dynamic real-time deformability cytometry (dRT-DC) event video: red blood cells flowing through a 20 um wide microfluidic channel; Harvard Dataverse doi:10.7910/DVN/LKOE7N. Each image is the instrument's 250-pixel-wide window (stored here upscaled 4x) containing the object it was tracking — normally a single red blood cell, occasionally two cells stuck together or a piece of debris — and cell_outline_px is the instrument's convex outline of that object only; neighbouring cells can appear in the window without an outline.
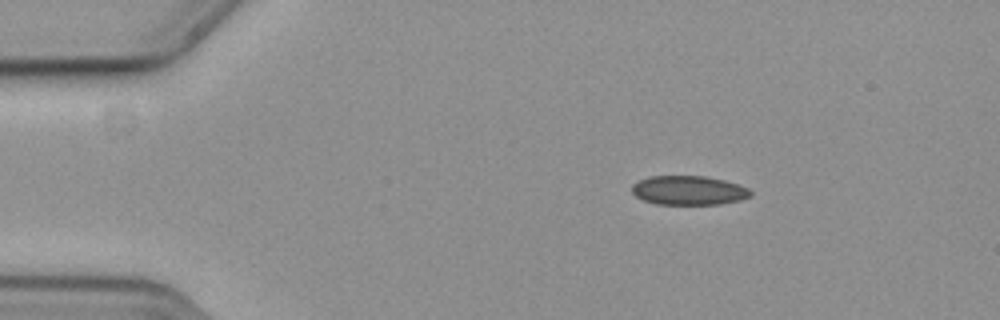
{"species": "common noctule bat (a hibernating species)", "species_latin": "Nyctalus noctula", "temperature_condition": "cold", "stored_images_in_passage": 48, "camera_frame_rate_fps": 3000, "um_per_image_px": 0.085, "animal": {"sex": "female", "body_mass_g": 19.3, "forearm_length_mm": 54.1}, "frame": {"image": 1, "passage_image": 1, "time_ms": 0.0, "image_size_px": [1000, 320], "cell_outline_px": [[752, 196], [740, 200], [720, 204], [656, 204], [644, 200], [636, 196], [632, 192], [632, 184], [640, 180], [652, 176], [704, 176], [724, 180], [748, 188], [752, 192]], "centroid_in_image_um": [58.55, 16.18], "position_along_channel_um": 26.5, "area_um2": 20.06}}
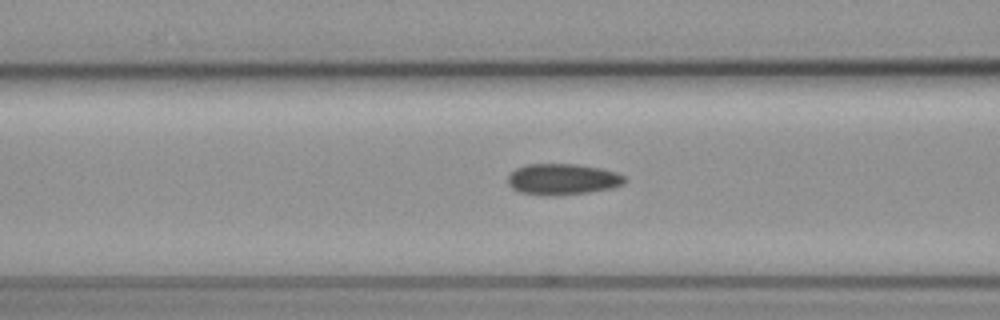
{"frame": {"image": 2, "passage_image": 14, "time_ms": 4.333, "image_size_px": [1000, 320], "cell_outline_px": [[628, 180], [624, 184], [612, 188], [588, 192], [552, 196], [548, 196], [520, 192], [512, 188], [508, 184], [508, 176], [516, 168], [524, 164], [576, 164], [600, 168], [616, 172], [624, 176]], "centroid_in_image_um": [47.82, 15.23], "position_along_channel_um": 118.8, "area_um2": 21.27}}
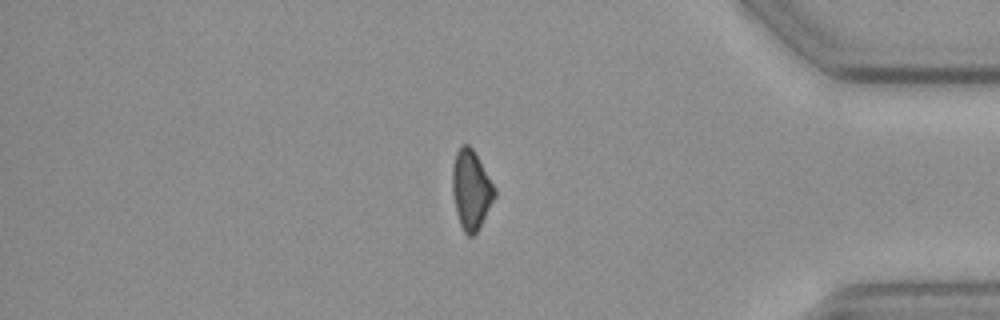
{"frame": {"image": 3, "passage_image": 39, "time_ms": 12.667, "image_size_px": [1000, 320], "cell_outline_px": [[496, 196], [476, 232], [472, 236], [468, 236], [464, 232], [460, 224], [456, 212], [452, 192], [452, 168], [456, 152], [460, 144], [468, 144], [472, 148], [496, 188]], "centroid_in_image_um": [40.03, 16.1], "position_along_channel_um": 395.2, "area_um2": 19.42}, "authors_computed_cell_mechanics": {"area_um2": 20.6057, "velocity_mm_per_s": 3.6883, "shape_relaxation_time_tau1_ms": 3.9835, "shape_relaxation_time_tau2_ms": 2.5843, "deformation_change_tau1": 0.0748, "deformation_change_tau2": 0.0829}}